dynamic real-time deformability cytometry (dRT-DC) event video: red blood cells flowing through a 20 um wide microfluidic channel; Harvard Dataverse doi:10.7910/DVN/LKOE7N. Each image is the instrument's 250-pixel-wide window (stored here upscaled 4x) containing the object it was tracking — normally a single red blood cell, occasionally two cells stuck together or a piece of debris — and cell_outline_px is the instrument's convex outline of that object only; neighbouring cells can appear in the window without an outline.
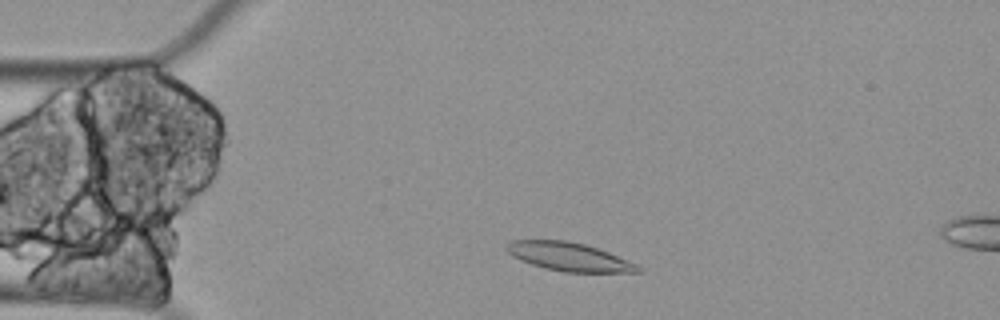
{"species": "Egyptian fruit bat (a non-hibernating species)", "species_latin": "Rousettus aegyptiacus", "temperature_condition": "cold", "stored_images_in_passage": 56, "camera_frame_rate_fps": 3000, "um_per_image_px": 0.085, "animal": {"sex": "female"}, "frame": {"image": 1, "passage_image": 7, "time_ms": 2.0, "image_size_px": [1000, 320], "cell_outline_px": [[644, 272], [564, 272], [544, 268], [520, 260], [512, 256], [504, 248], [504, 244], [512, 240], [568, 240], [584, 244], [608, 252], [628, 260], [644, 268]], "centroid_in_image_um": [48.36, 21.82], "position_along_channel_um": 36.6, "area_um2": 21.91}}
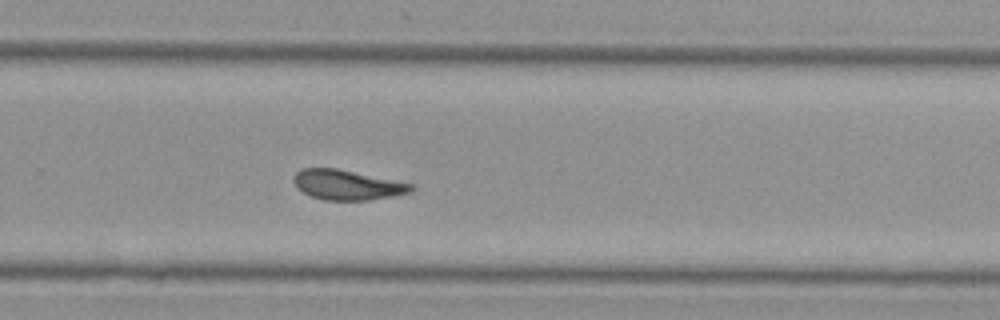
{"frame": {"image": 2, "passage_image": 34, "time_ms": 11.0, "image_size_px": [1000, 320], "cell_outline_px": [[416, 188], [412, 192], [392, 196], [368, 200], [324, 200], [312, 196], [296, 188], [292, 180], [292, 176], [300, 168], [336, 168], [412, 184]], "centroid_in_image_um": [29.47, 15.71], "position_along_channel_um": 300.3, "area_um2": 20.46}}
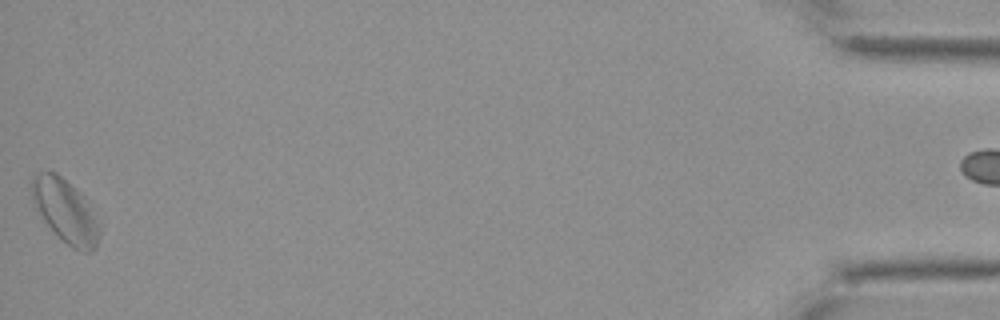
{"frame": {"image": 3, "passage_image": 55, "time_ms": 18.0, "image_size_px": [1000, 320], "cell_outline_px": [[100, 236], [96, 248], [92, 252], [84, 252], [72, 248], [44, 220], [36, 208], [32, 200], [32, 180], [40, 172], [56, 172], [80, 192], [84, 196], [100, 228]], "centroid_in_image_um": [5.59, 17.95], "position_along_channel_um": 429.6, "area_um2": 24.33}}